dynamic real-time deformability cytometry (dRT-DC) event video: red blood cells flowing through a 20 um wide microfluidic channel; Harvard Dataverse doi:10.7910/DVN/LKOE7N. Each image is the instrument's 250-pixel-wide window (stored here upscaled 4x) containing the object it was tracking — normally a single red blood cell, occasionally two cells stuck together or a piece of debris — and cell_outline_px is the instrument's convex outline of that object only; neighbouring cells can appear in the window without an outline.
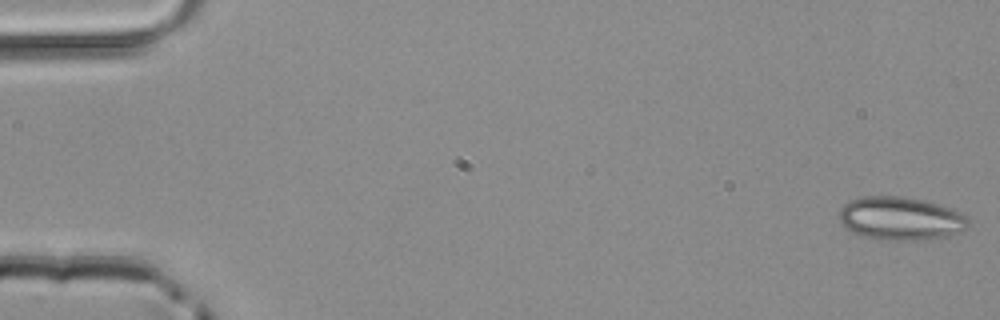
{"species": "common noctule bat (a hibernating species)", "species_latin": "Nyctalus noctula", "temperature_condition": "room temperature", "stored_images_in_passage": 50, "camera_frame_rate_fps": 3000, "um_per_image_px": 0.085, "animal": {"sex": "male", "body_mass_g": 20.4}, "frame": {"image": 1, "passage_image": 1, "time_ms": 0.0, "image_size_px": [1000, 320], "cell_outline_px": [[968, 228], [960, 232], [948, 236], [920, 240], [884, 240], [864, 236], [852, 232], [840, 220], [840, 208], [848, 200], [864, 196], [904, 196], [924, 200], [940, 204], [952, 208], [960, 212], [968, 220]], "centroid_in_image_um": [76.57, 18.56], "position_along_channel_um": 8.4, "area_um2": 32.66}}
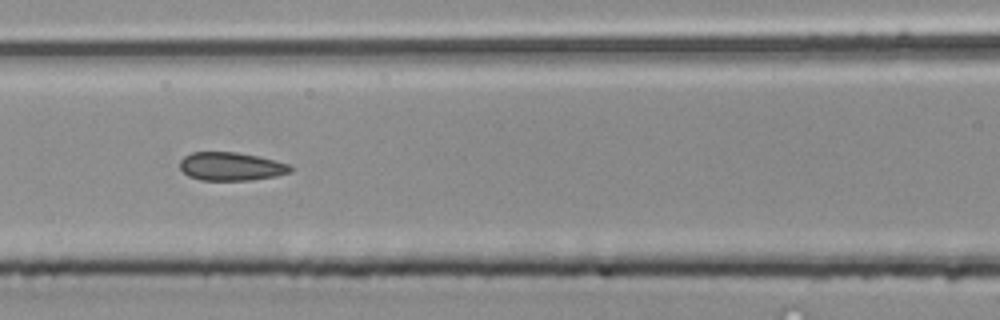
{"frame": {"image": 2, "passage_image": 22, "time_ms": 7.0, "image_size_px": [1000, 320], "cell_outline_px": [[292, 172], [276, 176], [252, 180], [200, 180], [188, 176], [180, 168], [180, 160], [184, 156], [192, 152], [236, 152], [276, 160], [292, 164]], "centroid_in_image_um": [19.67, 14.15], "position_along_channel_um": 146.9, "area_um2": 18.38}}
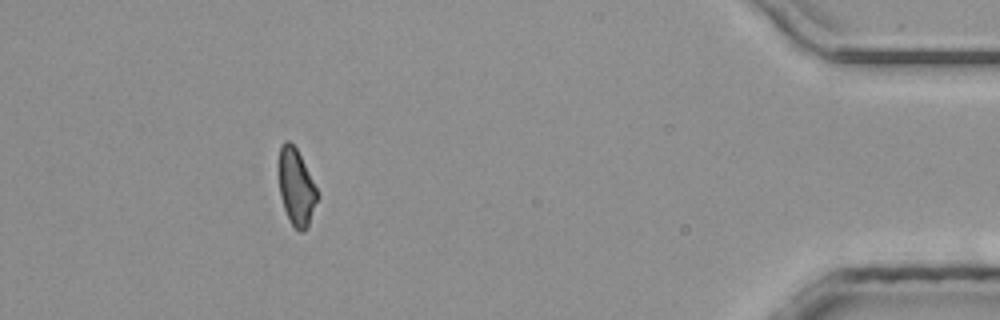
{"frame": {"image": 3, "passage_image": 45, "time_ms": 14.667, "image_size_px": [1000, 320], "cell_outline_px": [[320, 196], [308, 228], [304, 232], [300, 232], [288, 220], [280, 196], [276, 172], [276, 164], [280, 144], [284, 140], [288, 140], [296, 148]], "centroid_in_image_um": [25.13, 15.9], "position_along_channel_um": 410.1, "area_um2": 17.92}}